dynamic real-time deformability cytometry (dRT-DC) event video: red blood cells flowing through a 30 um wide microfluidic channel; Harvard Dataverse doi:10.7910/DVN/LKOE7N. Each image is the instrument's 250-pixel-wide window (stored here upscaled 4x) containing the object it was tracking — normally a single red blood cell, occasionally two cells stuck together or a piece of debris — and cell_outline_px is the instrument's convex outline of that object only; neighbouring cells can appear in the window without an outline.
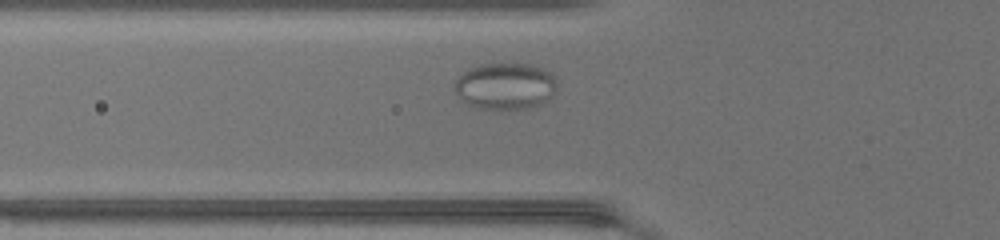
{"species": "common noctule bat (a hibernating species)", "species_latin": "Nyctalus noctula", "temperature_condition": "warm", "stored_images_in_passage": 30, "camera_frame_rate_fps": 3000, "um_per_image_px": 0.085, "animal": {"sex": "female", "body_mass_g": 17.0, "forearm_length_mm": 48.0}, "frame": {"image": 1, "passage_image": 4, "time_ms": 1.0, "image_size_px": [1000, 240], "cell_outline_px": [[556, 88], [540, 104], [528, 108], [484, 108], [468, 104], [456, 92], [456, 80], [468, 68], [476, 64], [532, 64], [544, 68], [556, 80]], "centroid_in_image_um": [42.94, 7.28], "position_along_channel_um": 82.9, "area_um2": 27.11}}
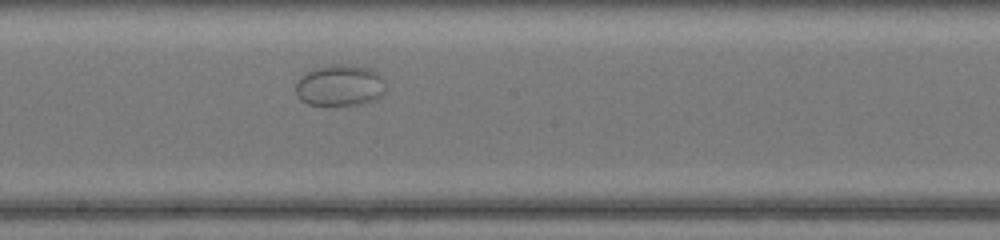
{"frame": {"image": 2, "passage_image": 14, "time_ms": 4.333, "image_size_px": [1000, 240], "cell_outline_px": [[384, 92], [380, 96], [372, 100], [360, 104], [308, 104], [300, 100], [296, 96], [296, 84], [300, 76], [316, 68], [328, 64], [348, 64], [372, 68], [380, 76]], "centroid_in_image_um": [28.84, 7.23], "position_along_channel_um": 219.4, "area_um2": 21.39}}
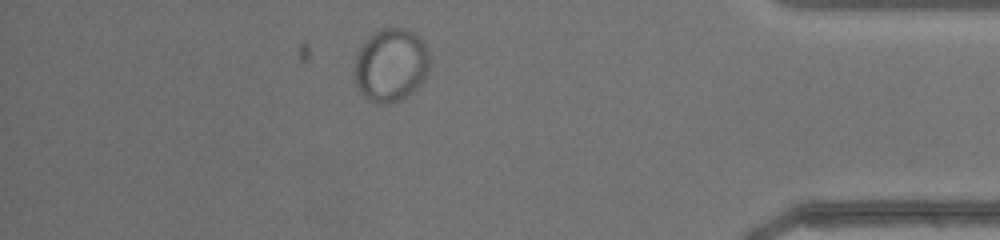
{"frame": {"image": 3, "passage_image": 30, "time_ms": 9.667, "image_size_px": [1000, 240], "cell_outline_px": [[428, 72], [424, 80], [412, 92], [400, 100], [392, 104], [376, 104], [368, 100], [364, 96], [356, 80], [356, 56], [360, 48], [368, 36], [384, 28], [408, 28], [424, 40], [428, 52]], "centroid_in_image_um": [33.26, 5.53], "position_along_channel_um": 401.9, "area_um2": 31.96}}